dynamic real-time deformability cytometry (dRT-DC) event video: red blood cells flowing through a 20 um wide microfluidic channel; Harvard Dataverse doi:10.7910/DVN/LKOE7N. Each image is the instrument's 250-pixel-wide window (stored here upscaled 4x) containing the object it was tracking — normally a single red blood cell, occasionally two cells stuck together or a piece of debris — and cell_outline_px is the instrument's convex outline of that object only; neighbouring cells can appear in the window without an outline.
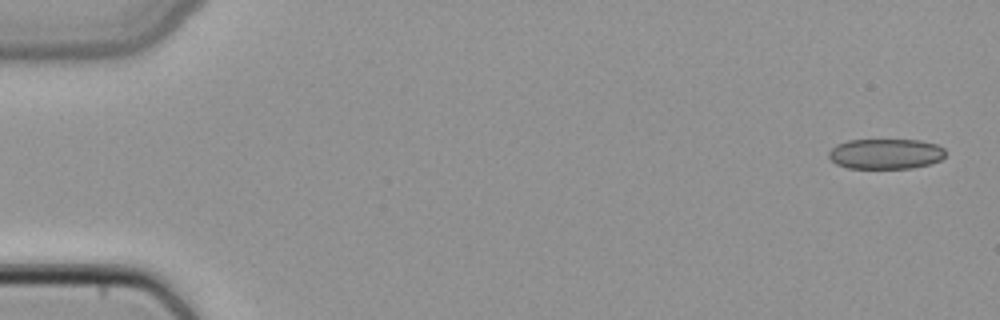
{"species": "common noctule bat (a hibernating species)", "species_latin": "Nyctalus noctula", "temperature_condition": "cold", "stored_images_in_passage": 5, "camera_frame_rate_fps": 3000, "um_per_image_px": 0.085, "animal": {"sex": "female", "body_mass_g": 22.7, "forearm_length_mm": 54.2}, "frame": {"image": 1, "passage_image": 1, "time_ms": 0.0, "image_size_px": [1000, 320], "cell_outline_px": [[944, 156], [940, 160], [932, 164], [912, 168], [848, 168], [836, 164], [828, 156], [828, 152], [836, 144], [848, 140], [920, 140], [936, 144], [944, 148]], "centroid_in_image_um": [75.28, 13.08], "position_along_channel_um": 9.7, "area_um2": 20.69}}